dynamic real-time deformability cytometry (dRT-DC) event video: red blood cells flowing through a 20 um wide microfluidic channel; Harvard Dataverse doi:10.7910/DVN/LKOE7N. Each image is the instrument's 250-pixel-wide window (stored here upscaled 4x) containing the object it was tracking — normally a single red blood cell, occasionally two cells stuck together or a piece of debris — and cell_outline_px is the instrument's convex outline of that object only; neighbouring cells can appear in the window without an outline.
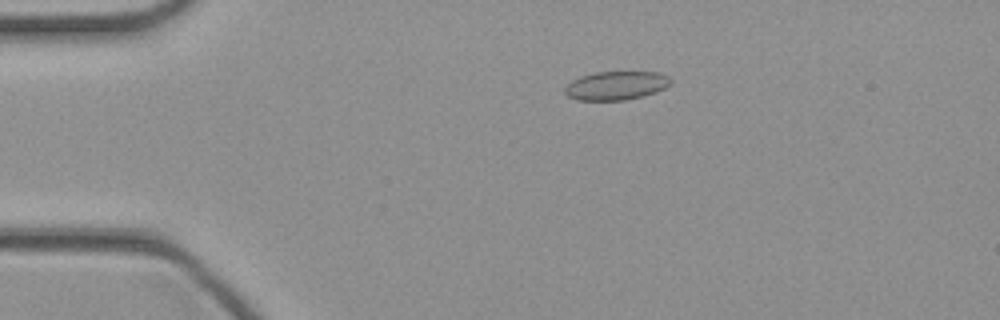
{"species": "common noctule bat (a hibernating species)", "species_latin": "Nyctalus noctula", "temperature_condition": "cold", "stored_images_in_passage": 46, "camera_frame_rate_fps": 3000, "um_per_image_px": 0.085, "animal": {"sex": "female", "body_mass_g": 21.9}, "frame": {"image": 1, "passage_image": 10, "time_ms": 3.0, "image_size_px": [1000, 320], "cell_outline_px": [[672, 84], [656, 92], [644, 96], [624, 100], [576, 100], [568, 96], [564, 92], [564, 88], [572, 80], [580, 76], [596, 72], [660, 72], [668, 76], [672, 80]], "centroid_in_image_um": [52.39, 7.27], "position_along_channel_um": 32.6, "area_um2": 17.8}}
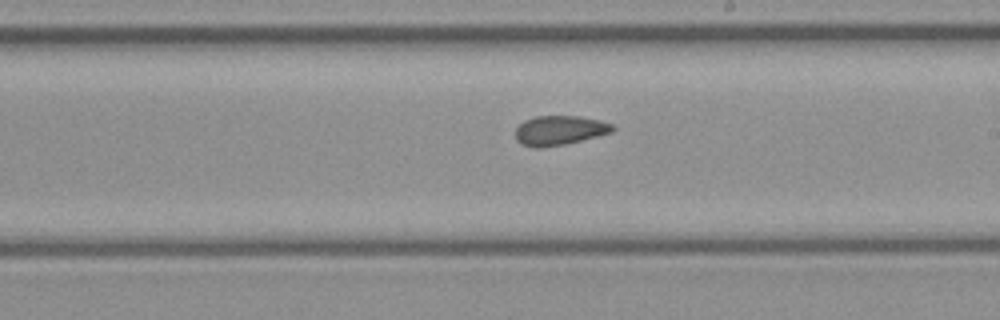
{"frame": {"image": 2, "passage_image": 27, "time_ms": 8.667, "image_size_px": [1000, 320], "cell_outline_px": [[616, 128], [612, 132], [564, 144], [540, 148], [532, 148], [520, 144], [516, 140], [516, 128], [524, 120], [536, 116], [580, 116], [600, 120], [612, 124]], "centroid_in_image_um": [47.53, 11.08], "position_along_channel_um": 241.5, "area_um2": 16.7}}
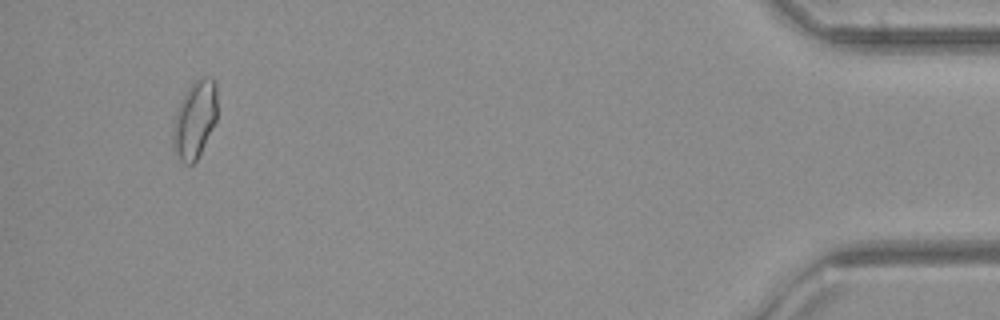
{"frame": {"image": 3, "passage_image": 44, "time_ms": 14.333, "image_size_px": [1000, 320], "cell_outline_px": [[216, 120], [196, 160], [192, 164], [184, 164], [180, 160], [172, 148], [172, 132], [176, 112], [180, 100], [188, 88], [200, 76], [212, 76], [216, 80]], "centroid_in_image_um": [16.54, 10.13], "position_along_channel_um": 418.7, "area_um2": 20.0}}